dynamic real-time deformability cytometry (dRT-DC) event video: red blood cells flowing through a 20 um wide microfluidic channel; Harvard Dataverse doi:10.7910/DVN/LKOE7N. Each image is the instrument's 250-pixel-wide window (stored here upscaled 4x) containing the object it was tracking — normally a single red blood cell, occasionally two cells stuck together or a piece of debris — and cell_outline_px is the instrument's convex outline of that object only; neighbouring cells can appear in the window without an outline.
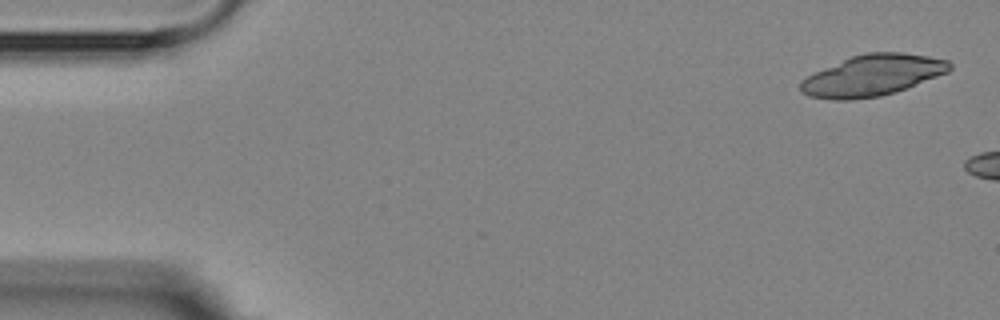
{"species": "Egyptian fruit bat (a non-hibernating species)", "species_latin": "Rousettus aegyptiacus", "temperature_condition": "room temperature", "stored_images_in_passage": 5, "camera_frame_rate_fps": 3000, "um_per_image_px": 0.085, "animal": {"sex": "female"}, "frame": {"image": 1, "passage_image": 1, "time_ms": 0.0, "image_size_px": [1000, 320], "cell_outline_px": [[952, 68], [948, 72], [904, 88], [880, 96], [852, 100], [832, 100], [808, 96], [800, 92], [800, 80], [804, 76], [852, 56], [864, 52], [904, 52], [928, 56], [948, 60], [952, 64]], "centroid_in_image_um": [74.11, 6.4], "position_along_channel_um": 10.9, "area_um2": 35.72}}